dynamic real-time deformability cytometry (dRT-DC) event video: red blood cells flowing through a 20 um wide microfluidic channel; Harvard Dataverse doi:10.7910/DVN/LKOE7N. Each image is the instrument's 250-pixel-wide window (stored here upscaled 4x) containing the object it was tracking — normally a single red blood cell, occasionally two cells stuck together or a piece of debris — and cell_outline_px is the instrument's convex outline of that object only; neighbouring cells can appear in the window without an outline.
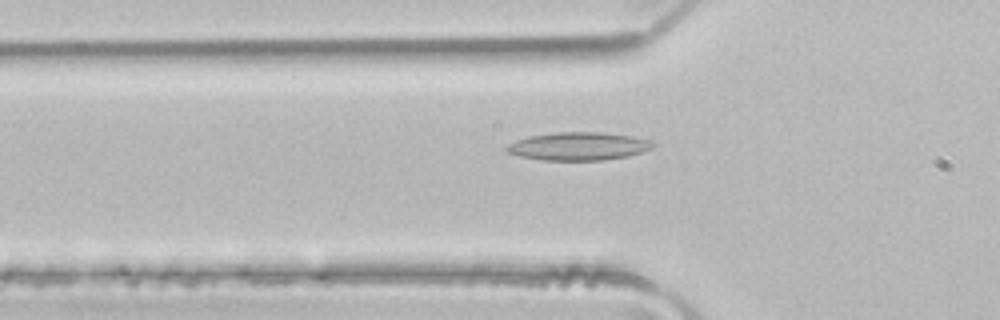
{"species": "common noctule bat (a hibernating species)", "species_latin": "Nyctalus noctula", "temperature_condition": "room temperature", "stored_images_in_passage": 49, "camera_frame_rate_fps": 3000, "um_per_image_px": 0.085, "animal": {"sex": "male", "body_mass_g": 21.5, "forearm_length_mm": 52.0}, "frame": {"image": 1, "passage_image": 16, "time_ms": 5.0, "image_size_px": [1000, 320], "cell_outline_px": [[656, 144], [652, 148], [644, 152], [628, 156], [604, 160], [544, 160], [520, 156], [504, 152], [504, 148], [508, 144], [516, 140], [528, 136], [556, 132], [600, 132], [632, 136], [652, 140]], "centroid_in_image_um": [49.18, 12.43], "position_along_channel_um": 76.6, "area_um2": 24.16}}
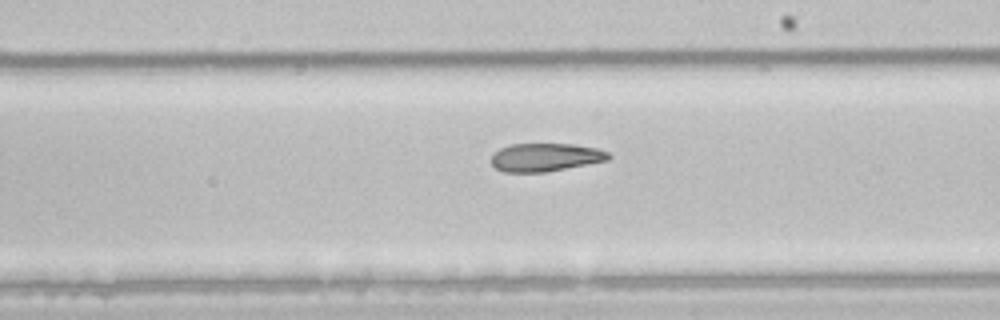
{"frame": {"image": 2, "passage_image": 28, "time_ms": 9.0, "image_size_px": [1000, 320], "cell_outline_px": [[612, 156], [608, 160], [544, 172], [504, 172], [496, 168], [492, 164], [492, 156], [500, 148], [508, 144], [572, 144], [596, 148], [608, 152]], "centroid_in_image_um": [46.35, 13.36], "position_along_channel_um": 242.6, "area_um2": 19.07}}
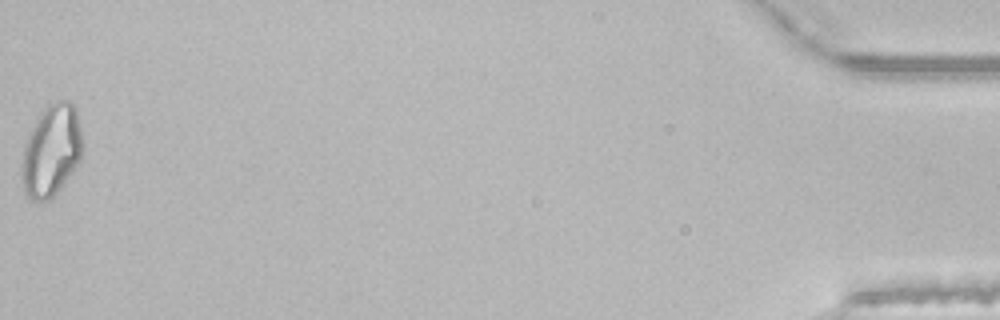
{"frame": {"image": 3, "passage_image": 49, "time_ms": 16.0, "image_size_px": [1000, 320], "cell_outline_px": [[84, 148], [80, 160], [60, 188], [48, 200], [32, 200], [24, 192], [20, 168], [24, 144], [40, 112], [48, 100], [68, 100], [76, 108], [84, 140]], "centroid_in_image_um": [4.38, 12.74], "position_along_channel_um": 430.8, "area_um2": 33.0}}